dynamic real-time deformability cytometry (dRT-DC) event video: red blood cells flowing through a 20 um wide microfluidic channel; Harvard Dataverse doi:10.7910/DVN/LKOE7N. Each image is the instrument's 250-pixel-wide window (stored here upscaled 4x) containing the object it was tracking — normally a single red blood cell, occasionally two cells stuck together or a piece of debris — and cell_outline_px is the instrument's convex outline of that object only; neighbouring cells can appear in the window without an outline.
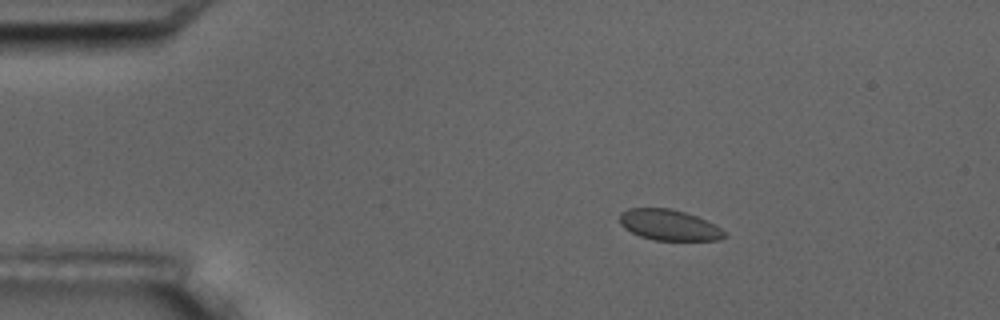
{"species": "common noctule bat (a hibernating species)", "species_latin": "Nyctalus noctula", "temperature_condition": "room temperature", "stored_images_in_passage": 4, "camera_frame_rate_fps": 3000, "um_per_image_px": 0.085, "animal": {"sex": "male", "body_mass_g": 17.5, "forearm_length_mm": 52.3}, "frame": {"image": 1, "passage_image": 2, "time_ms": 1.0, "image_size_px": [1000, 320], "cell_outline_px": [[728, 236], [720, 240], [656, 240], [640, 236], [624, 228], [620, 224], [620, 212], [628, 208], [672, 208], [696, 216], [716, 224]], "centroid_in_image_um": [56.88, 19.12], "position_along_channel_um": 28.1, "area_um2": 18.84}}